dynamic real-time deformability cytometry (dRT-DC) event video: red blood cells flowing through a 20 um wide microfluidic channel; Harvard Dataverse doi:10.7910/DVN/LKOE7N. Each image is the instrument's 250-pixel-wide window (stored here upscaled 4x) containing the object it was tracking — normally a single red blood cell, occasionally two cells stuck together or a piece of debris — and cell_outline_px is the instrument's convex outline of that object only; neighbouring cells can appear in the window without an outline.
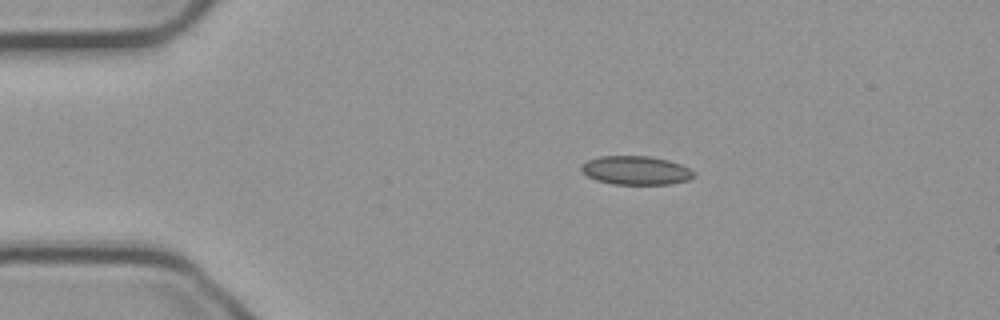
{"species": "common noctule bat (a hibernating species)", "species_latin": "Nyctalus noctula", "temperature_condition": "cold", "stored_images_in_passage": 46, "camera_frame_rate_fps": 3000, "um_per_image_px": 0.085, "animal": {"sex": "male", "body_mass_g": 23.1, "forearm_length_mm": 52.7}, "frame": {"image": 1, "passage_image": 10, "time_ms": 3.0, "image_size_px": [1000, 320], "cell_outline_px": [[696, 176], [688, 180], [672, 184], [612, 184], [596, 180], [588, 176], [580, 168], [580, 164], [588, 160], [600, 156], [648, 156], [668, 160], [680, 164], [696, 172]], "centroid_in_image_um": [54.07, 14.48], "position_along_channel_um": 30.9, "area_um2": 18.9}}
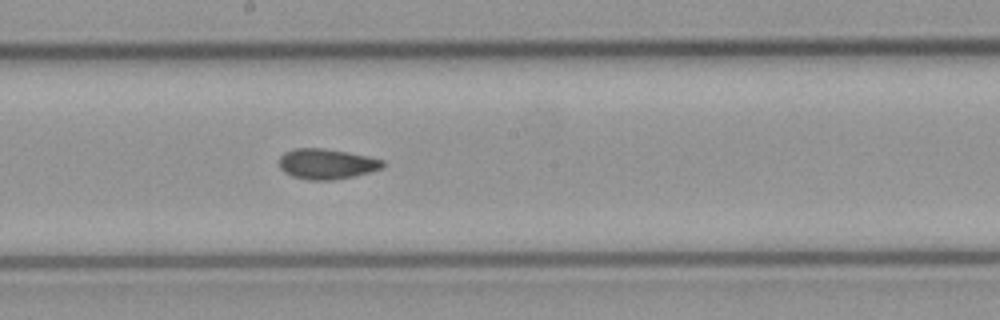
{"frame": {"image": 2, "passage_image": 29, "time_ms": 9.333, "image_size_px": [1000, 320], "cell_outline_px": [[384, 168], [352, 176], [332, 180], [308, 180], [292, 176], [284, 172], [280, 168], [280, 156], [284, 152], [292, 148], [324, 148], [348, 152], [368, 156], [384, 160]], "centroid_in_image_um": [27.75, 13.92], "position_along_channel_um": 220.4, "area_um2": 18.38}}
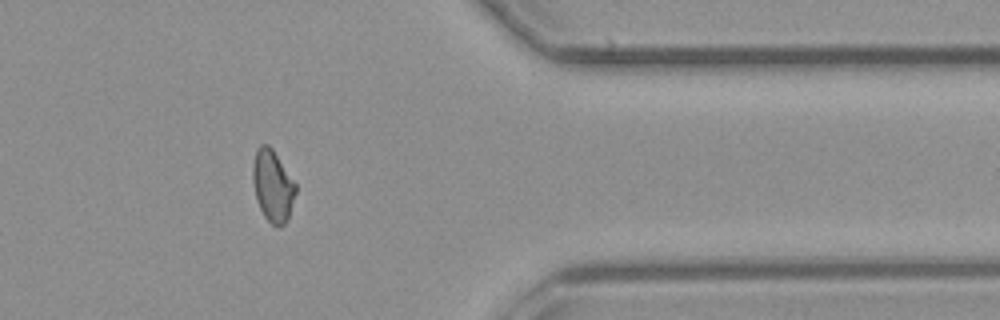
{"frame": {"image": 3, "passage_image": 44, "time_ms": 14.333, "image_size_px": [1000, 320], "cell_outline_px": [[296, 192], [288, 220], [280, 228], [272, 224], [264, 216], [256, 200], [252, 180], [252, 168], [256, 148], [260, 144], [268, 144], [272, 148], [296, 184]], "centroid_in_image_um": [23.17, 15.8], "position_along_channel_um": 388.2, "area_um2": 18.03}, "authors_computed_cell_mechanics": {"area_um2": 18.3804, "velocity_mm_per_s": 3.7443, "shape_relaxation_time_tau1_ms": null, "shape_relaxation_time_tau2_ms": 2.7211, "deformation_change_tau1": null, "deformation_change_tau2": 0.0591}}